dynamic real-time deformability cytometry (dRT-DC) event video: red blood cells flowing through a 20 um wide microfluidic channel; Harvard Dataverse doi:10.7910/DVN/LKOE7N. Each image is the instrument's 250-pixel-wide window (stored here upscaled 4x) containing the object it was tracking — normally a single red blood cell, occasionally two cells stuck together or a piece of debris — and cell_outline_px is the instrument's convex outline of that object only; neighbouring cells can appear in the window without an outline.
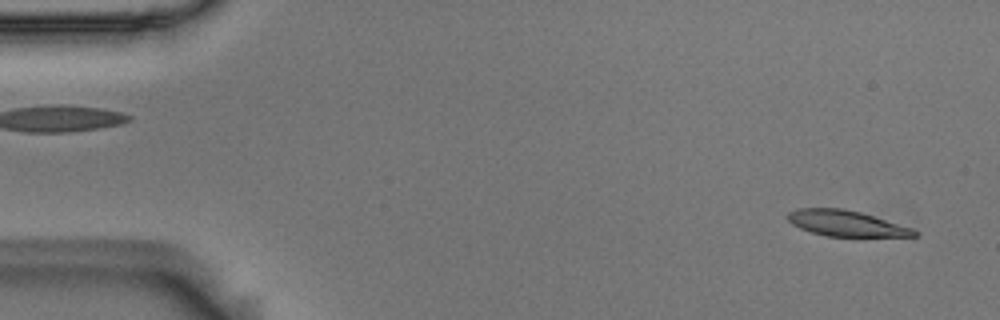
{"species": "Egyptian fruit bat (a non-hibernating species)", "species_latin": "Rousettus aegyptiacus", "temperature_condition": "room temperature", "stored_images_in_passage": 54, "camera_frame_rate_fps": 3000, "um_per_image_px": 0.085, "animal": {"sex": "male"}, "frame": {"image": 1, "passage_image": 2, "time_ms": 0.333, "image_size_px": [1000, 320], "cell_outline_px": [[920, 232], [916, 236], [860, 240], [824, 236], [800, 228], [792, 224], [788, 220], [788, 212], [796, 208], [840, 208], [860, 212], [912, 228]], "centroid_in_image_um": [72.01, 19.06], "position_along_channel_um": 13.0, "area_um2": 20.11}}
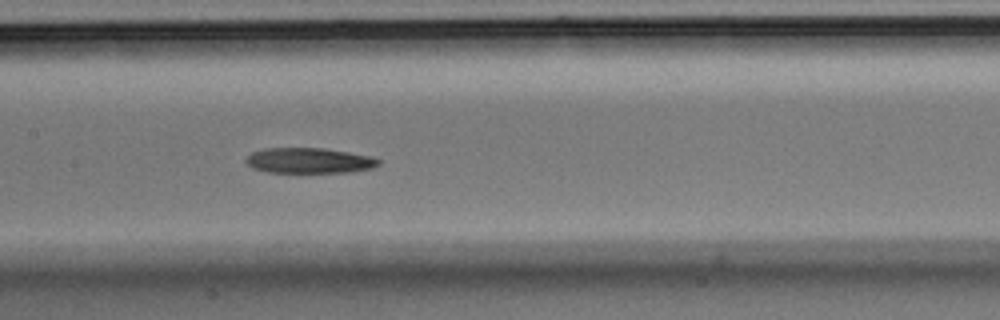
{"frame": {"image": 2, "passage_image": 25, "time_ms": 8.0, "image_size_px": [1000, 320], "cell_outline_px": [[380, 164], [372, 168], [348, 172], [268, 172], [252, 168], [244, 160], [252, 152], [264, 148], [324, 148], [372, 156], [380, 160]], "centroid_in_image_um": [26.28, 13.64], "position_along_channel_um": 181.1, "area_um2": 19.59}}
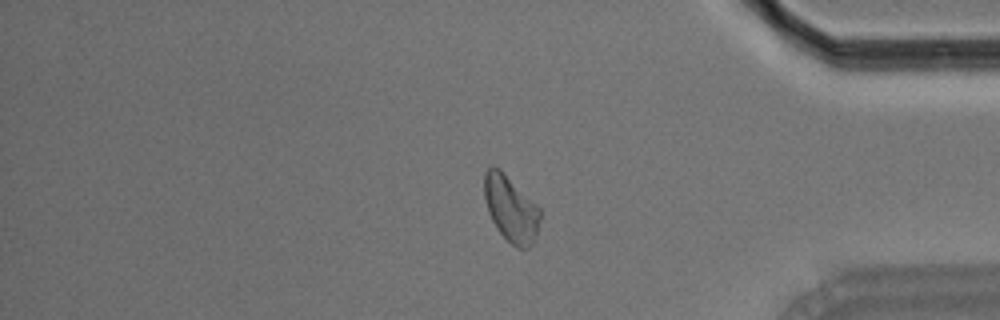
{"frame": {"image": 3, "passage_image": 44, "time_ms": 14.333, "image_size_px": [1000, 320], "cell_outline_px": [[540, 220], [536, 236], [532, 244], [528, 248], [516, 248], [496, 228], [488, 212], [484, 196], [484, 172], [492, 164], [500, 168], [540, 208]], "centroid_in_image_um": [43.41, 17.72], "position_along_channel_um": 391.8, "area_um2": 21.5}, "authors_computed_cell_mechanics": {"area_um2": 20.8369, "velocity_mm_per_s": 3.694, "shape_relaxation_time_tau1_ms": 4.4222, "shape_relaxation_time_tau2_ms": 5.3598, "deformation_change_tau1": 0.1396, "deformation_change_tau2": 0.1102}}